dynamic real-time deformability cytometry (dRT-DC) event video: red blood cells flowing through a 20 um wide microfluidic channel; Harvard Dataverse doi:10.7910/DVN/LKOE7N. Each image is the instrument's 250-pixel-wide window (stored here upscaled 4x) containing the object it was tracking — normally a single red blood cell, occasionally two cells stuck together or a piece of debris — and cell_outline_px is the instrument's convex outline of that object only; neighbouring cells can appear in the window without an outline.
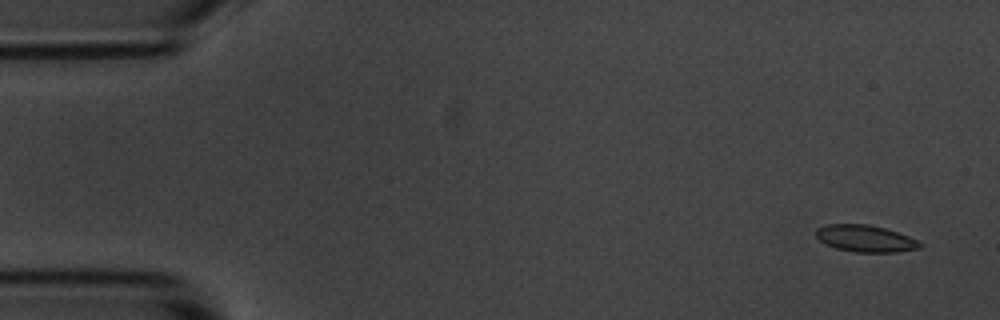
{"species": "common noctule bat (a hibernating species)", "species_latin": "Nyctalus noctula", "temperature_condition": "room temperature", "stored_images_in_passage": 8, "camera_frame_rate_fps": 3000, "um_per_image_px": 0.085, "animal": {"sex": "male", "body_mass_g": 20.1, "forearm_length_mm": 53.5}, "frame": {"image": 1, "passage_image": 1, "time_ms": 0.0, "image_size_px": [1000, 320], "cell_outline_px": [[924, 244], [920, 248], [896, 252], [856, 252], [836, 248], [824, 244], [816, 236], [816, 228], [824, 224], [868, 224], [884, 228], [908, 236]], "centroid_in_image_um": [73.53, 20.27], "position_along_channel_um": 11.5, "area_um2": 16.24}}
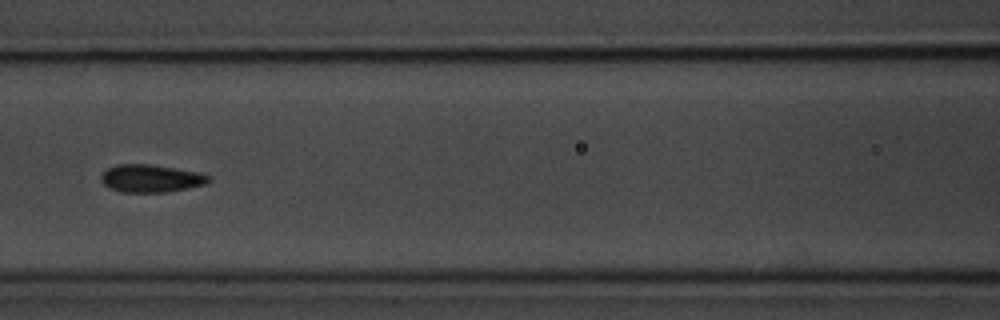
{"frame": {"image": 2, "passage_image": 7, "time_ms": 7.0, "image_size_px": [1000, 320], "cell_outline_px": [[208, 180], [204, 184], [168, 192], [120, 192], [108, 188], [100, 180], [100, 176], [108, 168], [116, 164], [152, 164], [200, 172], [208, 176]], "centroid_in_image_um": [12.77, 15.16], "position_along_channel_um": 153.8, "area_um2": 17.34}}
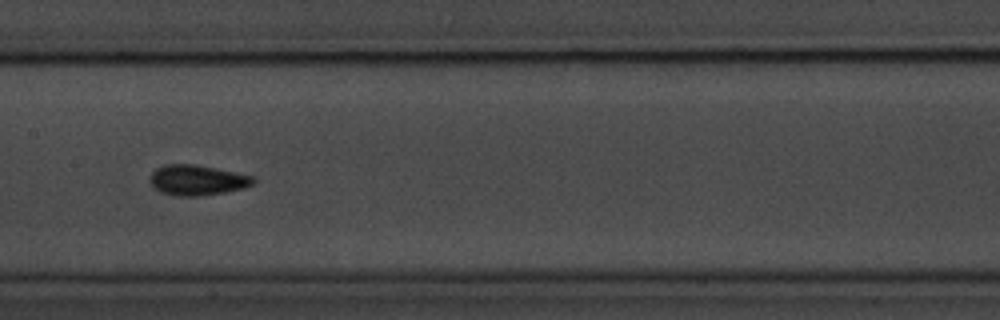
{"frame": {"image": 3, "passage_image": 8, "time_ms": 8.0, "image_size_px": [1000, 320], "cell_outline_px": [[256, 180], [252, 184], [244, 188], [224, 192], [196, 196], [180, 196], [160, 192], [148, 180], [152, 172], [156, 168], [164, 164], [196, 164], [216, 168], [252, 176]], "centroid_in_image_um": [16.73, 15.3], "position_along_channel_um": 190.7, "area_um2": 18.15}}